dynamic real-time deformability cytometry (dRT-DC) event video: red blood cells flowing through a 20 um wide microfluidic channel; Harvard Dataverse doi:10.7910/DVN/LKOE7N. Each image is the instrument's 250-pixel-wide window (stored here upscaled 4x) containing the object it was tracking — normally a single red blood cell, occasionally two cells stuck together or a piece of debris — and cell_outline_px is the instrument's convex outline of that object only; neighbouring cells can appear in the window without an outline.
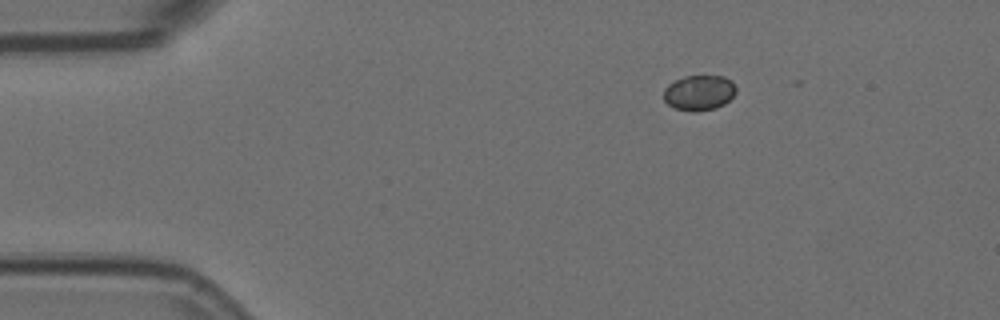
{"species": "Egyptian fruit bat (a non-hibernating species)", "species_latin": "Rousettus aegyptiacus", "temperature_condition": "room temperature", "stored_images_in_passage": 3, "camera_frame_rate_fps": 3000, "um_per_image_px": 0.085, "animal": {"sex": "female"}, "frame": {"image": 1, "passage_image": 1, "time_ms": 0.0, "image_size_px": [1000, 320], "cell_outline_px": [[736, 92], [724, 104], [716, 108], [692, 112], [676, 108], [668, 104], [664, 100], [664, 88], [668, 84], [684, 76], [724, 76], [732, 80], [736, 88]], "centroid_in_image_um": [59.43, 7.87], "position_along_channel_um": 25.6, "area_um2": 14.85}}